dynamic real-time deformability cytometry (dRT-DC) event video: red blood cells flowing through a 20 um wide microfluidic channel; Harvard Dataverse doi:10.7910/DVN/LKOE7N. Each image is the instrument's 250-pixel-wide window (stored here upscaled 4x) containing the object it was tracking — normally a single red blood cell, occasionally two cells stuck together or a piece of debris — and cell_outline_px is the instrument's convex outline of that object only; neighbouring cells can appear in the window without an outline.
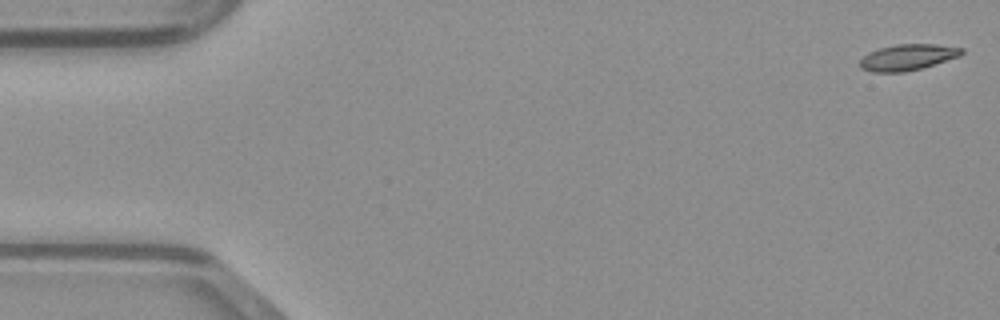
{"species": "common noctule bat (a hibernating species)", "species_latin": "Nyctalus noctula", "temperature_condition": "warm", "stored_images_in_passage": 49, "camera_frame_rate_fps": 3000, "um_per_image_px": 0.085, "animal": {"sex": "male", "body_mass_g": 23.1, "forearm_length_mm": 52.7}, "frame": {"image": 1, "passage_image": 1, "time_ms": 0.0, "image_size_px": [1000, 320], "cell_outline_px": [[964, 52], [960, 56], [920, 68], [904, 72], [872, 72], [860, 68], [860, 60], [868, 52], [880, 48], [896, 44], [936, 44], [964, 48]], "centroid_in_image_um": [77.14, 4.86], "position_along_channel_um": 7.9, "area_um2": 15.37}}
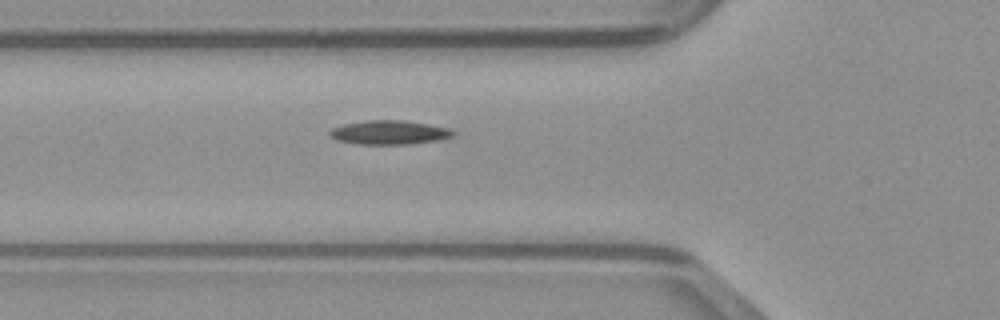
{"frame": {"image": 2, "passage_image": 17, "time_ms": 5.333, "image_size_px": [1000, 320], "cell_outline_px": [[456, 132], [452, 136], [436, 140], [408, 144], [356, 144], [336, 140], [328, 132], [332, 128], [344, 124], [368, 120], [400, 120], [428, 124], [448, 128]], "centroid_in_image_um": [33.06, 11.26], "position_along_channel_um": 92.7, "area_um2": 17.05}}
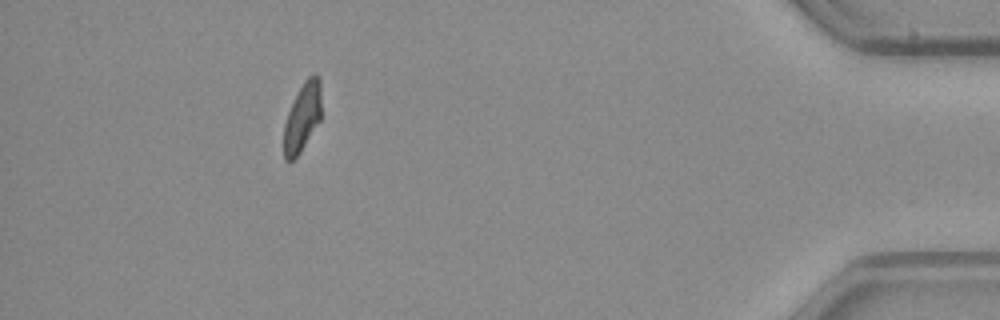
{"frame": {"image": 3, "passage_image": 44, "time_ms": 14.333, "image_size_px": [1000, 320], "cell_outline_px": [[320, 120], [300, 152], [292, 160], [284, 160], [284, 124], [288, 112], [304, 80], [308, 76], [316, 72], [320, 80]], "centroid_in_image_um": [25.7, 9.94], "position_along_channel_um": 409.5, "area_um2": 14.68}}